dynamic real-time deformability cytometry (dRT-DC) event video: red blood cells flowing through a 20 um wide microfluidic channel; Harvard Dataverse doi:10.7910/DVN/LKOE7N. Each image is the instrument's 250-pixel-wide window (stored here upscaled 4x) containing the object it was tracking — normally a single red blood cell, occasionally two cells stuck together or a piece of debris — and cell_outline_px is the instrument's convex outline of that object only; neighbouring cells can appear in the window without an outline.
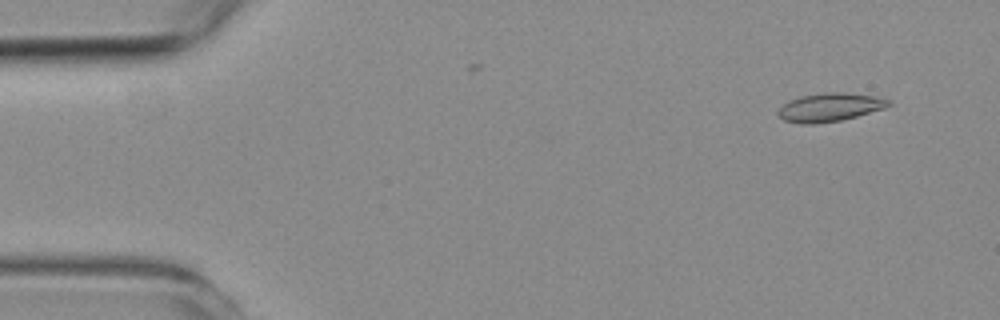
{"species": "common noctule bat (a hibernating species)", "species_latin": "Nyctalus noctula", "temperature_condition": "room temperature", "stored_images_in_passage": 53, "camera_frame_rate_fps": 3000, "um_per_image_px": 0.085, "animal": {"sex": "female", "body_mass_g": 19.3, "forearm_length_mm": 54.1}, "frame": {"image": 1, "passage_image": 3, "time_ms": 0.667, "image_size_px": [1000, 320], "cell_outline_px": [[892, 104], [884, 108], [856, 116], [840, 120], [816, 124], [800, 124], [784, 120], [776, 112], [788, 100], [800, 96], [824, 92], [844, 92], [872, 96], [888, 100]], "centroid_in_image_um": [70.48, 9.12], "position_along_channel_um": 14.5, "area_um2": 18.15}}
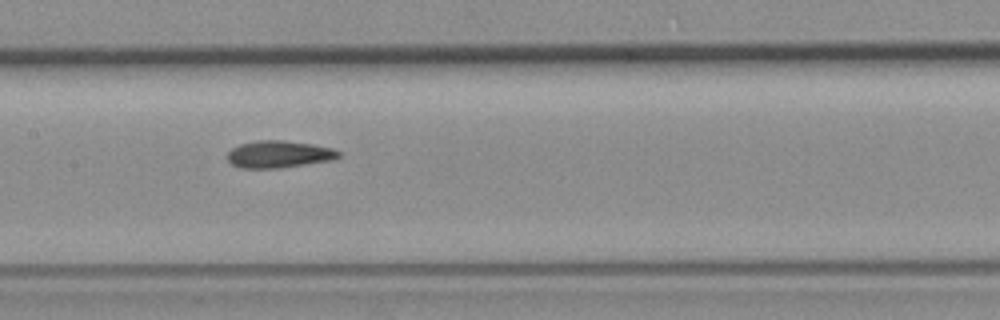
{"frame": {"image": 2, "passage_image": 25, "time_ms": 8.0, "image_size_px": [1000, 320], "cell_outline_px": [[340, 156], [336, 160], [280, 168], [240, 168], [232, 164], [228, 160], [228, 152], [232, 148], [240, 144], [256, 140], [284, 140], [312, 144], [332, 148], [340, 152]], "centroid_in_image_um": [23.73, 13.11], "position_along_channel_um": 183.7, "area_um2": 17.74}}
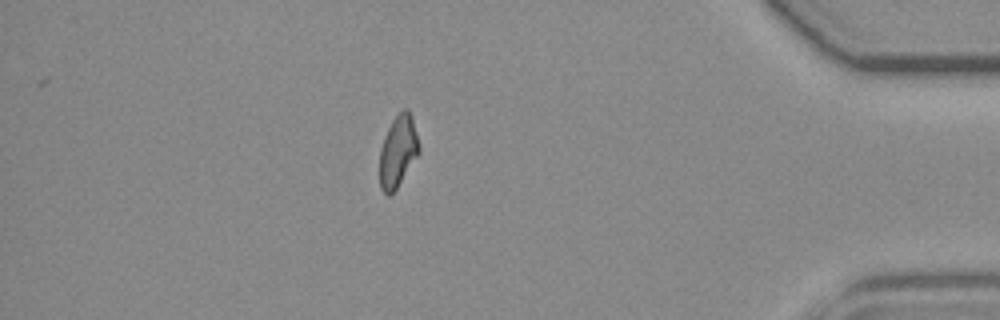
{"frame": {"image": 3, "passage_image": 46, "time_ms": 15.0, "image_size_px": [1000, 320], "cell_outline_px": [[420, 152], [396, 188], [388, 196], [380, 188], [380, 148], [384, 136], [392, 120], [404, 108], [408, 108], [412, 116], [420, 148]], "centroid_in_image_um": [33.83, 12.83], "position_along_channel_um": 401.4, "area_um2": 16.3}, "authors_computed_cell_mechanics": {"area_um2": 17.4556, "velocity_mm_per_s": 3.7742, "shape_relaxation_time_tau1_ms": null, "shape_relaxation_time_tau2_ms": 5.3538, "deformation_change_tau1": null, "deformation_change_tau2": 0.1088}}